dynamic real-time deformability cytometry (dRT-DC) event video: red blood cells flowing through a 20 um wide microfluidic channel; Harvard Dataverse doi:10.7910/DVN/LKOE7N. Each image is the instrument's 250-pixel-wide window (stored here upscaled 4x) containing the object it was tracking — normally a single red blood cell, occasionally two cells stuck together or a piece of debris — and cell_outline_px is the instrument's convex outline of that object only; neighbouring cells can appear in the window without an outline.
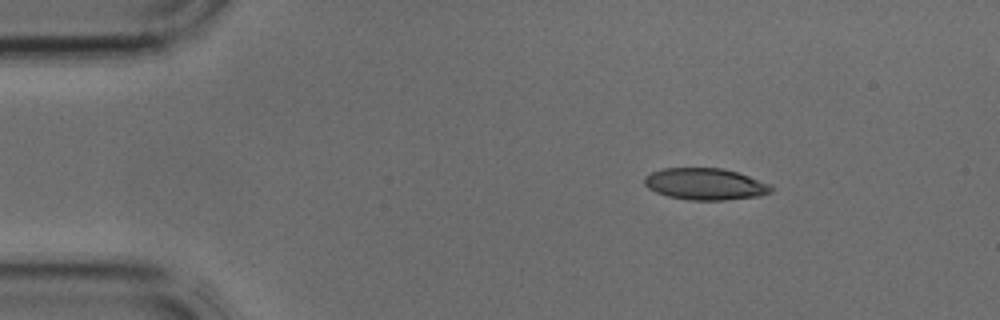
{"species": "common noctule bat (a hibernating species)", "species_latin": "Nyctalus noctula", "temperature_condition": "cold", "stored_images_in_passage": 4, "camera_frame_rate_fps": 3000, "um_per_image_px": 0.085, "animal": {"sex": "male", "body_mass_g": 17.9, "forearm_length_mm": 54.2}, "frame": {"image": 1, "passage_image": 1, "time_ms": 0.0, "image_size_px": [1000, 320], "cell_outline_px": [[772, 192], [760, 196], [724, 200], [692, 200], [668, 196], [656, 192], [648, 188], [644, 184], [644, 176], [652, 172], [664, 168], [720, 168], [736, 172], [772, 184]], "centroid_in_image_um": [59.95, 15.65], "position_along_channel_um": 25.0, "area_um2": 23.35}}